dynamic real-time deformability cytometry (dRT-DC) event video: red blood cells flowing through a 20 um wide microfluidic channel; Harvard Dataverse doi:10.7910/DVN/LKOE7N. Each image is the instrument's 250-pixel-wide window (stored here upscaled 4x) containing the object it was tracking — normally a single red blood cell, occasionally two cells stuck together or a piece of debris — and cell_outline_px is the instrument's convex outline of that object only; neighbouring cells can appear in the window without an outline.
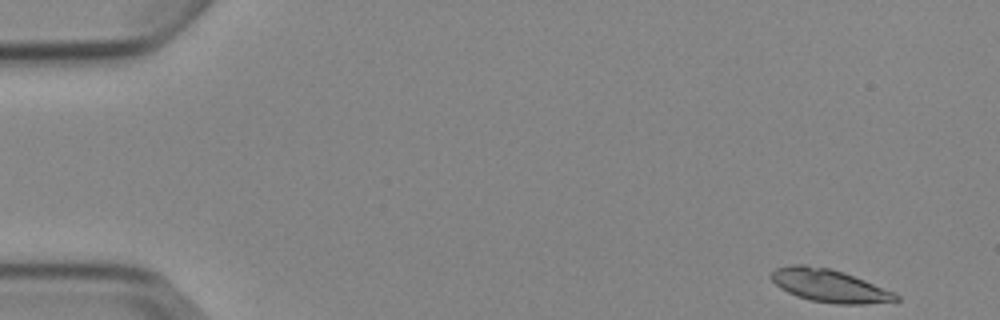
{"species": "Egyptian fruit bat (a non-hibernating species)", "species_latin": "Rousettus aegyptiacus", "temperature_condition": "cold", "stored_images_in_passage": 8, "camera_frame_rate_fps": 3000, "um_per_image_px": 0.085, "animal": {"sex": "female"}, "frame": {"image": 1, "passage_image": 1, "time_ms": 0.0, "image_size_px": [1000, 320], "cell_outline_px": [[900, 300], [868, 304], [836, 304], [812, 300], [796, 296], [780, 288], [768, 276], [776, 268], [792, 264], [804, 264], [828, 268], [844, 272], [896, 292], [900, 296]], "centroid_in_image_um": [70.51, 24.28], "position_along_channel_um": 14.5, "area_um2": 23.99}}
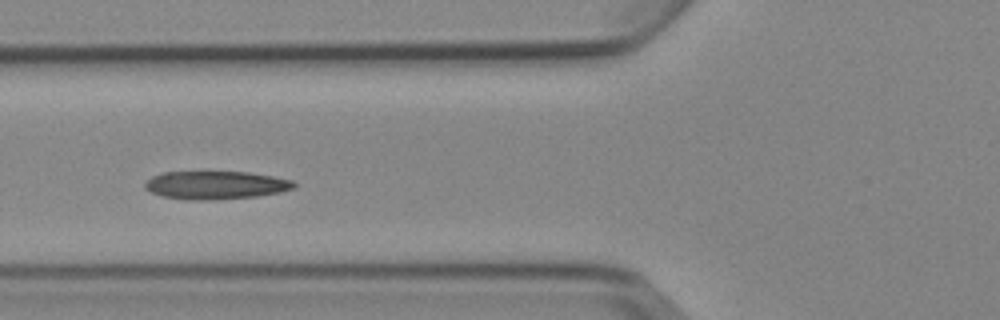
{"frame": {"image": 2, "passage_image": 5, "time_ms": 5.667, "image_size_px": [1000, 320], "cell_outline_px": [[296, 188], [280, 192], [256, 196], [208, 200], [184, 200], [164, 196], [152, 192], [144, 188], [144, 184], [152, 176], [164, 172], [248, 172], [272, 176], [292, 180], [296, 184]], "centroid_in_image_um": [18.34, 15.73], "position_along_channel_um": 107.5, "area_um2": 24.33}}
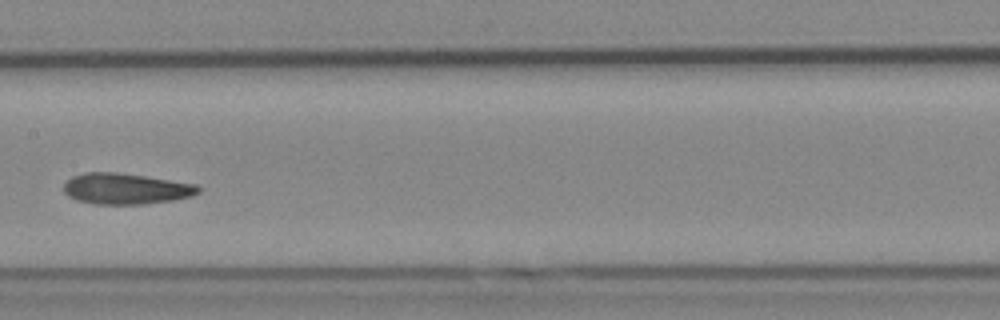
{"frame": {"image": 3, "passage_image": 7, "time_ms": 8.0, "image_size_px": [1000, 320], "cell_outline_px": [[200, 192], [192, 196], [172, 200], [144, 204], [92, 204], [76, 200], [68, 196], [64, 192], [64, 184], [72, 176], [84, 172], [116, 172], [144, 176], [196, 184], [200, 188]], "centroid_in_image_um": [10.67, 16.04], "position_along_channel_um": 196.7, "area_um2": 24.28}}